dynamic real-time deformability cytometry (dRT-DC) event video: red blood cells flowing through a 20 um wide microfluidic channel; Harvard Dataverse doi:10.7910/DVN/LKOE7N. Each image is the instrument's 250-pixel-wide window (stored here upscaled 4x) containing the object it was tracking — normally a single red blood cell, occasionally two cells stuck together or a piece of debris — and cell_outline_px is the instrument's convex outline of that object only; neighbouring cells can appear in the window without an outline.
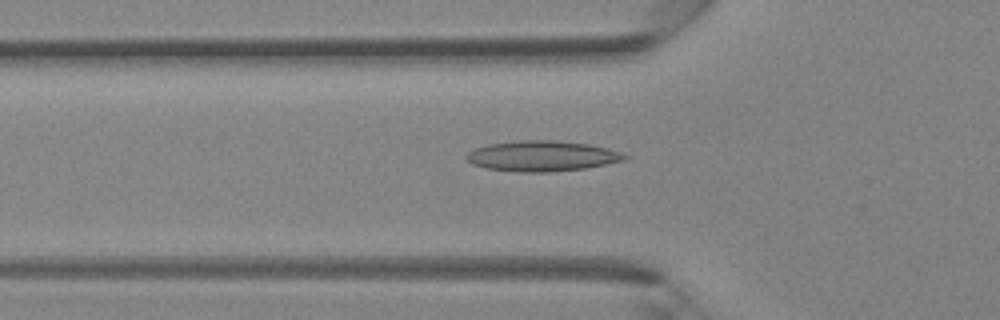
{"species": "Egyptian fruit bat (a non-hibernating species)", "species_latin": "Rousettus aegyptiacus", "temperature_condition": "room temperature", "stored_images_in_passage": 30, "camera_frame_rate_fps": 3000, "um_per_image_px": 0.085, "animal": {"sex": "female"}, "frame": {"image": 1, "passage_image": 2, "time_ms": 0.333, "image_size_px": [1000, 320], "cell_outline_px": [[628, 156], [624, 160], [584, 168], [548, 172], [520, 172], [484, 168], [472, 164], [464, 156], [468, 152], [476, 148], [488, 144], [516, 140], [556, 140], [588, 144], [620, 152]], "centroid_in_image_um": [46.01, 13.26], "position_along_channel_um": 79.8, "area_um2": 27.92}}
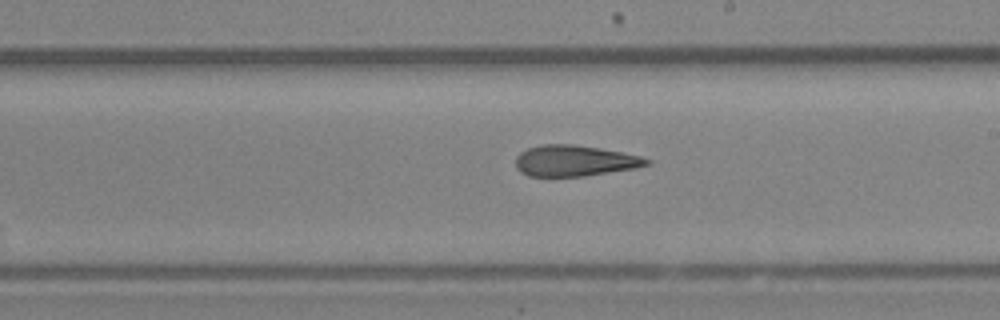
{"frame": {"image": 2, "passage_image": 12, "time_ms": 3.667, "image_size_px": [1000, 320], "cell_outline_px": [[652, 164], [636, 168], [584, 176], [528, 176], [520, 172], [516, 168], [516, 156], [520, 152], [528, 148], [540, 144], [572, 144], [600, 148], [640, 156], [652, 160]], "centroid_in_image_um": [48.84, 13.66], "position_along_channel_um": 240.2, "area_um2": 23.76}}
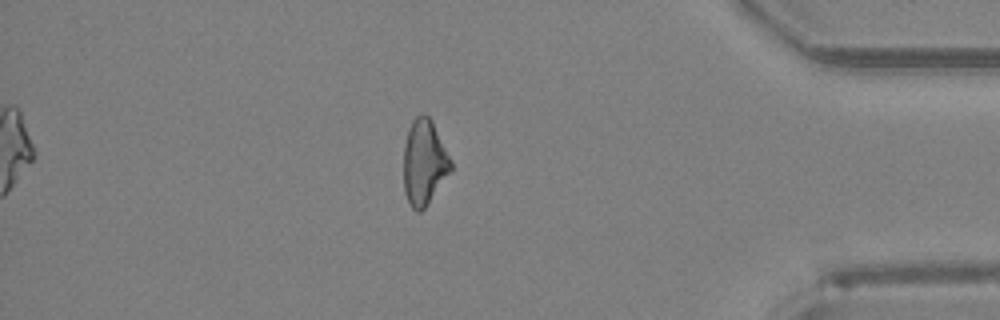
{"frame": {"image": 3, "passage_image": 24, "time_ms": 7.667, "image_size_px": [1000, 320], "cell_outline_px": [[452, 172], [424, 208], [420, 212], [416, 212], [412, 208], [404, 192], [404, 144], [408, 128], [412, 120], [416, 116], [424, 112], [432, 120], [452, 160]], "centroid_in_image_um": [36.07, 13.78], "position_along_channel_um": 399.1, "area_um2": 23.81}}